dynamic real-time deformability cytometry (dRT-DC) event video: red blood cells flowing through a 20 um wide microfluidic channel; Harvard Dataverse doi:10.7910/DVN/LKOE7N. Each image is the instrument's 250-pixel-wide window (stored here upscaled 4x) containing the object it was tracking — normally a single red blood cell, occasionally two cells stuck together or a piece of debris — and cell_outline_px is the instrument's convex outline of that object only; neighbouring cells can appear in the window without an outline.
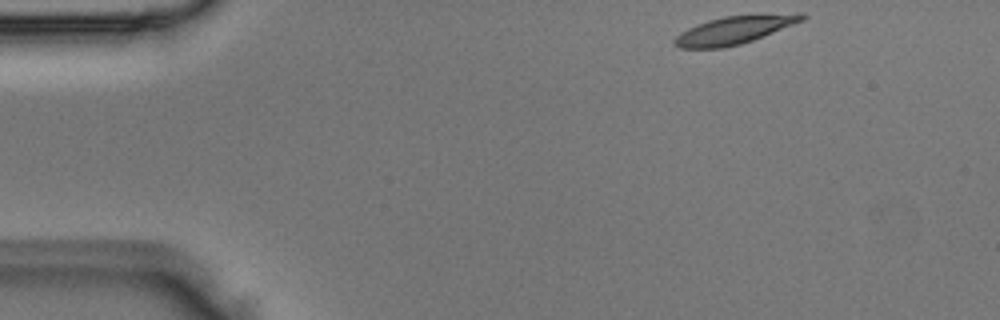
{"species": "Egyptian fruit bat (a non-hibernating species)", "species_latin": "Rousettus aegyptiacus", "temperature_condition": "room temperature", "stored_images_in_passage": 45, "camera_frame_rate_fps": 3000, "um_per_image_px": 0.085, "animal": {"sex": "male"}, "frame": {"image": 1, "passage_image": 1, "time_ms": 0.0, "image_size_px": [1000, 320], "cell_outline_px": [[808, 16], [804, 20], [752, 40], [740, 44], [724, 48], [680, 48], [672, 44], [672, 40], [680, 32], [696, 24], [708, 20], [724, 16], [756, 12], [804, 12]], "centroid_in_image_um": [62.48, 2.49], "position_along_channel_um": 22.5, "area_um2": 21.56}}
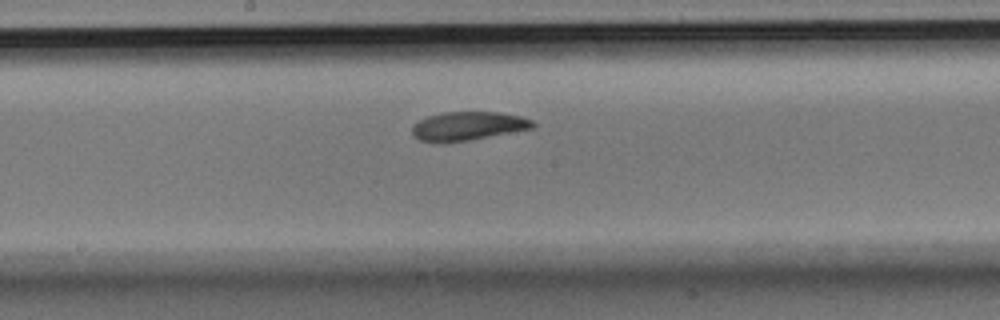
{"frame": {"image": 2, "passage_image": 21, "time_ms": 6.667, "image_size_px": [1000, 320], "cell_outline_px": [[536, 124], [532, 128], [468, 140], [444, 144], [440, 144], [420, 140], [412, 136], [412, 124], [428, 116], [444, 112], [500, 112], [520, 116], [532, 120]], "centroid_in_image_um": [39.71, 10.72], "position_along_channel_um": 208.5, "area_um2": 20.29}}
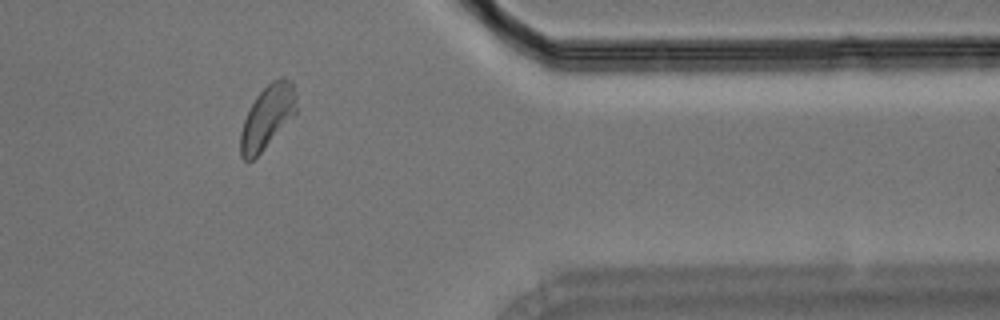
{"frame": {"image": 3, "passage_image": 36, "time_ms": 11.667, "image_size_px": [1000, 320], "cell_outline_px": [[296, 112], [260, 152], [252, 160], [244, 160], [240, 156], [240, 132], [244, 120], [256, 96], [272, 80], [280, 76], [292, 80], [296, 96]], "centroid_in_image_um": [22.71, 9.9], "position_along_channel_um": 388.7, "area_um2": 20.17}}